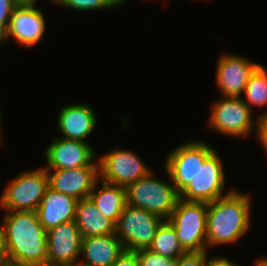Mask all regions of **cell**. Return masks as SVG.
Listing matches in <instances>:
<instances>
[{
	"instance_id": "1",
	"label": "cell",
	"mask_w": 267,
	"mask_h": 266,
	"mask_svg": "<svg viewBox=\"0 0 267 266\" xmlns=\"http://www.w3.org/2000/svg\"><path fill=\"white\" fill-rule=\"evenodd\" d=\"M2 219L11 266H47V231L37 211H5Z\"/></svg>"
},
{
	"instance_id": "2",
	"label": "cell",
	"mask_w": 267,
	"mask_h": 266,
	"mask_svg": "<svg viewBox=\"0 0 267 266\" xmlns=\"http://www.w3.org/2000/svg\"><path fill=\"white\" fill-rule=\"evenodd\" d=\"M251 195L234 188L229 194L208 203L207 247L239 241L251 225Z\"/></svg>"
},
{
	"instance_id": "3",
	"label": "cell",
	"mask_w": 267,
	"mask_h": 266,
	"mask_svg": "<svg viewBox=\"0 0 267 266\" xmlns=\"http://www.w3.org/2000/svg\"><path fill=\"white\" fill-rule=\"evenodd\" d=\"M154 172L128 184L126 189V204L145 209L167 220L175 209L179 199L172 182L155 178Z\"/></svg>"
},
{
	"instance_id": "4",
	"label": "cell",
	"mask_w": 267,
	"mask_h": 266,
	"mask_svg": "<svg viewBox=\"0 0 267 266\" xmlns=\"http://www.w3.org/2000/svg\"><path fill=\"white\" fill-rule=\"evenodd\" d=\"M208 203L178 199L167 219L175 229L178 241L186 252L207 251Z\"/></svg>"
},
{
	"instance_id": "5",
	"label": "cell",
	"mask_w": 267,
	"mask_h": 266,
	"mask_svg": "<svg viewBox=\"0 0 267 266\" xmlns=\"http://www.w3.org/2000/svg\"><path fill=\"white\" fill-rule=\"evenodd\" d=\"M48 187V175L43 166L20 171L4 188L0 208L5 211H36Z\"/></svg>"
},
{
	"instance_id": "6",
	"label": "cell",
	"mask_w": 267,
	"mask_h": 266,
	"mask_svg": "<svg viewBox=\"0 0 267 266\" xmlns=\"http://www.w3.org/2000/svg\"><path fill=\"white\" fill-rule=\"evenodd\" d=\"M208 129L222 135L236 138H247L257 121L253 111L241 97L222 96L210 108Z\"/></svg>"
},
{
	"instance_id": "7",
	"label": "cell",
	"mask_w": 267,
	"mask_h": 266,
	"mask_svg": "<svg viewBox=\"0 0 267 266\" xmlns=\"http://www.w3.org/2000/svg\"><path fill=\"white\" fill-rule=\"evenodd\" d=\"M203 140H192L173 148L165 160V172L180 193L194 180L205 159L214 151Z\"/></svg>"
},
{
	"instance_id": "8",
	"label": "cell",
	"mask_w": 267,
	"mask_h": 266,
	"mask_svg": "<svg viewBox=\"0 0 267 266\" xmlns=\"http://www.w3.org/2000/svg\"><path fill=\"white\" fill-rule=\"evenodd\" d=\"M164 219L142 208L125 205L115 225V234L125 250L148 249Z\"/></svg>"
},
{
	"instance_id": "9",
	"label": "cell",
	"mask_w": 267,
	"mask_h": 266,
	"mask_svg": "<svg viewBox=\"0 0 267 266\" xmlns=\"http://www.w3.org/2000/svg\"><path fill=\"white\" fill-rule=\"evenodd\" d=\"M225 181L224 166L215 149L205 159L194 180L179 193V198L185 201L213 202L234 190L230 189L224 194Z\"/></svg>"
},
{
	"instance_id": "10",
	"label": "cell",
	"mask_w": 267,
	"mask_h": 266,
	"mask_svg": "<svg viewBox=\"0 0 267 266\" xmlns=\"http://www.w3.org/2000/svg\"><path fill=\"white\" fill-rule=\"evenodd\" d=\"M97 159L99 179L114 185L126 187L152 171L133 150L113 149Z\"/></svg>"
},
{
	"instance_id": "11",
	"label": "cell",
	"mask_w": 267,
	"mask_h": 266,
	"mask_svg": "<svg viewBox=\"0 0 267 266\" xmlns=\"http://www.w3.org/2000/svg\"><path fill=\"white\" fill-rule=\"evenodd\" d=\"M83 236L75 220L47 231V266L78 263Z\"/></svg>"
},
{
	"instance_id": "12",
	"label": "cell",
	"mask_w": 267,
	"mask_h": 266,
	"mask_svg": "<svg viewBox=\"0 0 267 266\" xmlns=\"http://www.w3.org/2000/svg\"><path fill=\"white\" fill-rule=\"evenodd\" d=\"M94 147L62 137H54L44 151L45 169H75L90 166L97 158ZM96 156V157H95Z\"/></svg>"
},
{
	"instance_id": "13",
	"label": "cell",
	"mask_w": 267,
	"mask_h": 266,
	"mask_svg": "<svg viewBox=\"0 0 267 266\" xmlns=\"http://www.w3.org/2000/svg\"><path fill=\"white\" fill-rule=\"evenodd\" d=\"M261 64L246 56L224 53L217 61L215 81L222 96L240 97L250 76Z\"/></svg>"
},
{
	"instance_id": "14",
	"label": "cell",
	"mask_w": 267,
	"mask_h": 266,
	"mask_svg": "<svg viewBox=\"0 0 267 266\" xmlns=\"http://www.w3.org/2000/svg\"><path fill=\"white\" fill-rule=\"evenodd\" d=\"M46 172L51 189L80 200L89 197L99 179V161H94L88 167L46 169Z\"/></svg>"
},
{
	"instance_id": "15",
	"label": "cell",
	"mask_w": 267,
	"mask_h": 266,
	"mask_svg": "<svg viewBox=\"0 0 267 266\" xmlns=\"http://www.w3.org/2000/svg\"><path fill=\"white\" fill-rule=\"evenodd\" d=\"M36 4H19L10 17L7 37L25 48H31L40 42L46 31V21Z\"/></svg>"
},
{
	"instance_id": "16",
	"label": "cell",
	"mask_w": 267,
	"mask_h": 266,
	"mask_svg": "<svg viewBox=\"0 0 267 266\" xmlns=\"http://www.w3.org/2000/svg\"><path fill=\"white\" fill-rule=\"evenodd\" d=\"M57 127L61 137L86 142L97 126V117L90 105L77 103L64 106L58 114Z\"/></svg>"
},
{
	"instance_id": "17",
	"label": "cell",
	"mask_w": 267,
	"mask_h": 266,
	"mask_svg": "<svg viewBox=\"0 0 267 266\" xmlns=\"http://www.w3.org/2000/svg\"><path fill=\"white\" fill-rule=\"evenodd\" d=\"M77 202L74 197L48 187L36 210L40 223L48 231L59 224L75 220Z\"/></svg>"
},
{
	"instance_id": "18",
	"label": "cell",
	"mask_w": 267,
	"mask_h": 266,
	"mask_svg": "<svg viewBox=\"0 0 267 266\" xmlns=\"http://www.w3.org/2000/svg\"><path fill=\"white\" fill-rule=\"evenodd\" d=\"M124 251V244L116 234L86 237L82 240L79 263L85 266H111Z\"/></svg>"
},
{
	"instance_id": "19",
	"label": "cell",
	"mask_w": 267,
	"mask_h": 266,
	"mask_svg": "<svg viewBox=\"0 0 267 266\" xmlns=\"http://www.w3.org/2000/svg\"><path fill=\"white\" fill-rule=\"evenodd\" d=\"M75 222L83 238L115 234L116 224L106 218L89 197L78 200Z\"/></svg>"
},
{
	"instance_id": "20",
	"label": "cell",
	"mask_w": 267,
	"mask_h": 266,
	"mask_svg": "<svg viewBox=\"0 0 267 266\" xmlns=\"http://www.w3.org/2000/svg\"><path fill=\"white\" fill-rule=\"evenodd\" d=\"M101 189H97L100 182ZM89 198L98 210L115 224L126 205V189L124 186L114 185L98 179L94 184Z\"/></svg>"
},
{
	"instance_id": "21",
	"label": "cell",
	"mask_w": 267,
	"mask_h": 266,
	"mask_svg": "<svg viewBox=\"0 0 267 266\" xmlns=\"http://www.w3.org/2000/svg\"><path fill=\"white\" fill-rule=\"evenodd\" d=\"M148 249L164 257L176 259L186 252L178 241L174 227L168 220H164L158 227Z\"/></svg>"
},
{
	"instance_id": "22",
	"label": "cell",
	"mask_w": 267,
	"mask_h": 266,
	"mask_svg": "<svg viewBox=\"0 0 267 266\" xmlns=\"http://www.w3.org/2000/svg\"><path fill=\"white\" fill-rule=\"evenodd\" d=\"M245 99L242 100L249 106L262 108L267 106V70L262 64L250 76L245 86Z\"/></svg>"
},
{
	"instance_id": "23",
	"label": "cell",
	"mask_w": 267,
	"mask_h": 266,
	"mask_svg": "<svg viewBox=\"0 0 267 266\" xmlns=\"http://www.w3.org/2000/svg\"><path fill=\"white\" fill-rule=\"evenodd\" d=\"M56 5L78 11L117 8L124 3L121 0H56Z\"/></svg>"
},
{
	"instance_id": "24",
	"label": "cell",
	"mask_w": 267,
	"mask_h": 266,
	"mask_svg": "<svg viewBox=\"0 0 267 266\" xmlns=\"http://www.w3.org/2000/svg\"><path fill=\"white\" fill-rule=\"evenodd\" d=\"M139 266H176V258L164 257L149 249L137 250Z\"/></svg>"
},
{
	"instance_id": "25",
	"label": "cell",
	"mask_w": 267,
	"mask_h": 266,
	"mask_svg": "<svg viewBox=\"0 0 267 266\" xmlns=\"http://www.w3.org/2000/svg\"><path fill=\"white\" fill-rule=\"evenodd\" d=\"M207 251L185 252L177 258L176 266H205L207 262Z\"/></svg>"
},
{
	"instance_id": "26",
	"label": "cell",
	"mask_w": 267,
	"mask_h": 266,
	"mask_svg": "<svg viewBox=\"0 0 267 266\" xmlns=\"http://www.w3.org/2000/svg\"><path fill=\"white\" fill-rule=\"evenodd\" d=\"M20 3L17 0H0V25L8 29L10 17Z\"/></svg>"
},
{
	"instance_id": "27",
	"label": "cell",
	"mask_w": 267,
	"mask_h": 266,
	"mask_svg": "<svg viewBox=\"0 0 267 266\" xmlns=\"http://www.w3.org/2000/svg\"><path fill=\"white\" fill-rule=\"evenodd\" d=\"M256 138L261 143L263 151L267 154V111L260 114L256 119Z\"/></svg>"
},
{
	"instance_id": "28",
	"label": "cell",
	"mask_w": 267,
	"mask_h": 266,
	"mask_svg": "<svg viewBox=\"0 0 267 266\" xmlns=\"http://www.w3.org/2000/svg\"><path fill=\"white\" fill-rule=\"evenodd\" d=\"M111 266H139L136 251L125 250Z\"/></svg>"
},
{
	"instance_id": "29",
	"label": "cell",
	"mask_w": 267,
	"mask_h": 266,
	"mask_svg": "<svg viewBox=\"0 0 267 266\" xmlns=\"http://www.w3.org/2000/svg\"><path fill=\"white\" fill-rule=\"evenodd\" d=\"M0 266H11L5 242L3 225L0 224Z\"/></svg>"
},
{
	"instance_id": "30",
	"label": "cell",
	"mask_w": 267,
	"mask_h": 266,
	"mask_svg": "<svg viewBox=\"0 0 267 266\" xmlns=\"http://www.w3.org/2000/svg\"><path fill=\"white\" fill-rule=\"evenodd\" d=\"M205 266H238L237 263H233L228 257L214 256L207 259Z\"/></svg>"
},
{
	"instance_id": "31",
	"label": "cell",
	"mask_w": 267,
	"mask_h": 266,
	"mask_svg": "<svg viewBox=\"0 0 267 266\" xmlns=\"http://www.w3.org/2000/svg\"><path fill=\"white\" fill-rule=\"evenodd\" d=\"M7 39V29L0 25V44H2V42L5 43Z\"/></svg>"
},
{
	"instance_id": "32",
	"label": "cell",
	"mask_w": 267,
	"mask_h": 266,
	"mask_svg": "<svg viewBox=\"0 0 267 266\" xmlns=\"http://www.w3.org/2000/svg\"><path fill=\"white\" fill-rule=\"evenodd\" d=\"M19 3L21 4H36V2H38L39 0H17ZM50 4L56 3V0H49Z\"/></svg>"
},
{
	"instance_id": "33",
	"label": "cell",
	"mask_w": 267,
	"mask_h": 266,
	"mask_svg": "<svg viewBox=\"0 0 267 266\" xmlns=\"http://www.w3.org/2000/svg\"><path fill=\"white\" fill-rule=\"evenodd\" d=\"M255 266H267V257L265 258H258L256 261H254Z\"/></svg>"
},
{
	"instance_id": "34",
	"label": "cell",
	"mask_w": 267,
	"mask_h": 266,
	"mask_svg": "<svg viewBox=\"0 0 267 266\" xmlns=\"http://www.w3.org/2000/svg\"><path fill=\"white\" fill-rule=\"evenodd\" d=\"M61 266H85V265H83V264H81V263H73V264H67V265H61Z\"/></svg>"
},
{
	"instance_id": "35",
	"label": "cell",
	"mask_w": 267,
	"mask_h": 266,
	"mask_svg": "<svg viewBox=\"0 0 267 266\" xmlns=\"http://www.w3.org/2000/svg\"><path fill=\"white\" fill-rule=\"evenodd\" d=\"M1 110V109H0ZM2 122V118H1V111H0V142H2V135H1V133H2V129H1V123Z\"/></svg>"
}]
</instances>
